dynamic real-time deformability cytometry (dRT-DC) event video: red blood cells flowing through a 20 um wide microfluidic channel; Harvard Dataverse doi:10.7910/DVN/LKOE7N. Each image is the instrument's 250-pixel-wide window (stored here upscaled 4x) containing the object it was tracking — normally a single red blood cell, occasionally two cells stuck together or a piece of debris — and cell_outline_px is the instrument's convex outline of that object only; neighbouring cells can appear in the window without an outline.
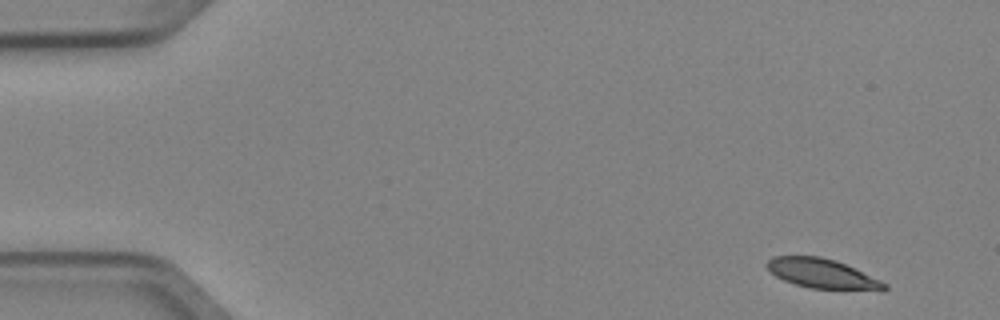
{"species": "Egyptian fruit bat (a non-hibernating species)", "species_latin": "Rousettus aegyptiacus", "temperature_condition": "cold", "stored_images_in_passage": 4, "camera_frame_rate_fps": 3000, "um_per_image_px": 0.085, "animal": {"sex": "female"}, "frame": {"image": 1, "passage_image": 1, "time_ms": 0.0, "image_size_px": [1000, 320], "cell_outline_px": [[888, 288], [884, 292], [880, 292], [812, 288], [796, 284], [784, 280], [776, 276], [764, 264], [772, 256], [820, 256], [836, 260], [880, 280], [888, 284]], "centroid_in_image_um": [69.96, 23.28], "position_along_channel_um": 15.0, "area_um2": 20.52}}
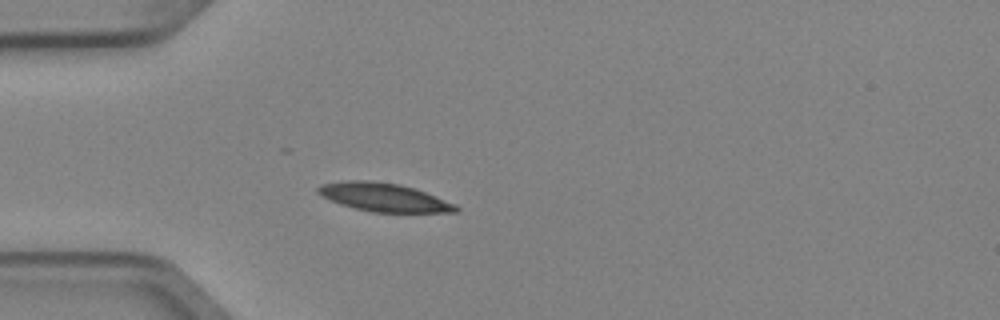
{"frame": {"image": 2, "passage_image": 4, "time_ms": 1.0, "image_size_px": [1000, 320], "cell_outline_px": [[460, 208], [456, 212], [372, 212], [340, 204], [316, 192], [316, 188], [324, 184], [348, 180], [368, 180], [400, 184], [436, 196], [456, 204]], "centroid_in_image_um": [32.65, 16.77], "position_along_channel_um": 52.3, "area_um2": 22.48}}